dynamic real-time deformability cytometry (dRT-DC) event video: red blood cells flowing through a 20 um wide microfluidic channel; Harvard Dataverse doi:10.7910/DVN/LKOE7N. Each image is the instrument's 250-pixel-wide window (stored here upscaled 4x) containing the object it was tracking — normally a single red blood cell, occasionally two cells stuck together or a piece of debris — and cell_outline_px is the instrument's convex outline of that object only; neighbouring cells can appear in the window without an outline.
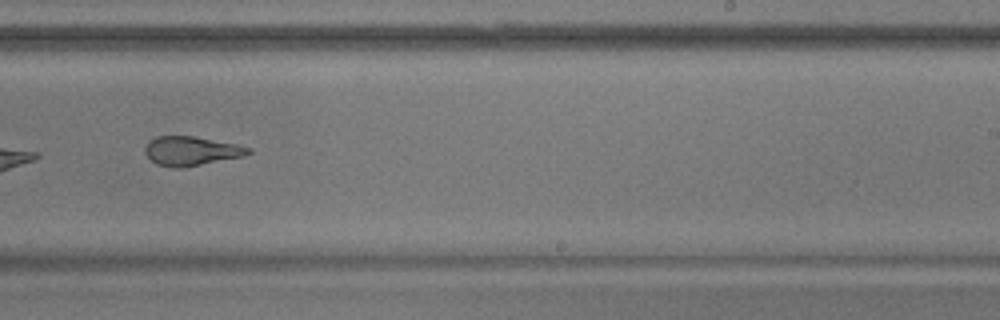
{"species": "common noctule bat (a hibernating species)", "species_latin": "Nyctalus noctula", "temperature_condition": "warm", "stored_images_in_passage": 38, "camera_frame_rate_fps": 3000, "um_per_image_px": 0.085, "animal": {"sex": "male", "body_mass_g": 17.9}, "frame": {"image": 1, "passage_image": 17, "time_ms": 5.333, "image_size_px": [1000, 320], "cell_outline_px": [[252, 152], [244, 156], [184, 168], [176, 168], [156, 164], [144, 152], [144, 148], [148, 140], [156, 136], [192, 136], [236, 144], [252, 148]], "centroid_in_image_um": [16.25, 12.83], "position_along_channel_um": 272.8, "area_um2": 17.63}}